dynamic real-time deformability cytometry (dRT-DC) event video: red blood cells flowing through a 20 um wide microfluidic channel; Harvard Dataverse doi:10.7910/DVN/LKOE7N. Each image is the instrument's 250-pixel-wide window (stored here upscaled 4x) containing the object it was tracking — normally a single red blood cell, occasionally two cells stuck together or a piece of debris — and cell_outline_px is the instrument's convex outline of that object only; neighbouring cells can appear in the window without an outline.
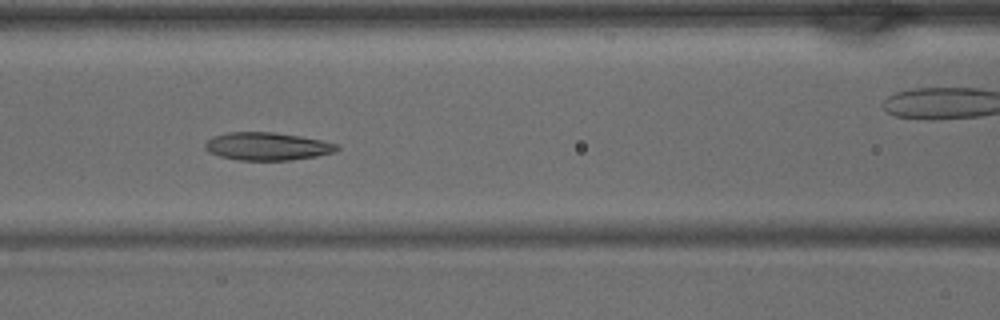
{"species": "common noctule bat (a hibernating species)", "species_latin": "Nyctalus noctula", "temperature_condition": "warm", "stored_images_in_passage": 28, "camera_frame_rate_fps": 3000, "um_per_image_px": 0.085, "animal": {"sex": "male", "body_mass_g": 15.6}, "frame": {"image": 1, "passage_image": 9, "time_ms": 2.667, "image_size_px": [1000, 320], "cell_outline_px": [[340, 148], [336, 152], [316, 156], [292, 160], [236, 160], [220, 156], [208, 152], [204, 148], [204, 144], [212, 136], [228, 132], [272, 132], [300, 136], [340, 144]], "centroid_in_image_um": [22.72, 12.44], "position_along_channel_um": 143.9, "area_um2": 21.56}}
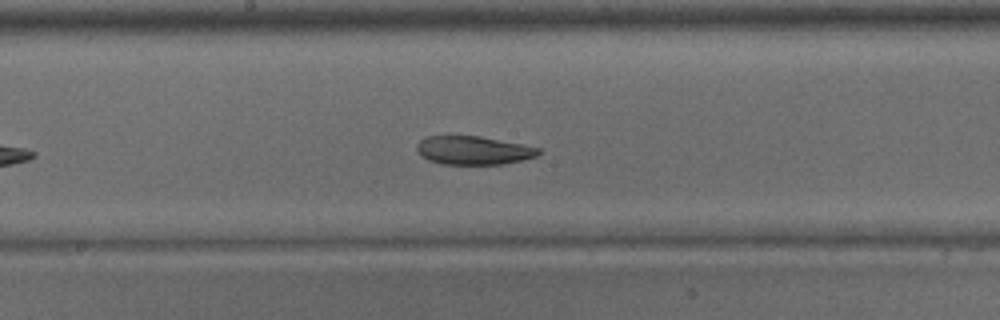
{"frame": {"image": 2, "passage_image": 13, "time_ms": 4.0, "image_size_px": [1000, 320], "cell_outline_px": [[540, 152], [536, 156], [520, 160], [500, 164], [440, 164], [428, 160], [416, 148], [416, 144], [424, 136], [480, 136], [540, 148]], "centroid_in_image_um": [40.2, 12.77], "position_along_channel_um": 208.0, "area_um2": 19.94}}